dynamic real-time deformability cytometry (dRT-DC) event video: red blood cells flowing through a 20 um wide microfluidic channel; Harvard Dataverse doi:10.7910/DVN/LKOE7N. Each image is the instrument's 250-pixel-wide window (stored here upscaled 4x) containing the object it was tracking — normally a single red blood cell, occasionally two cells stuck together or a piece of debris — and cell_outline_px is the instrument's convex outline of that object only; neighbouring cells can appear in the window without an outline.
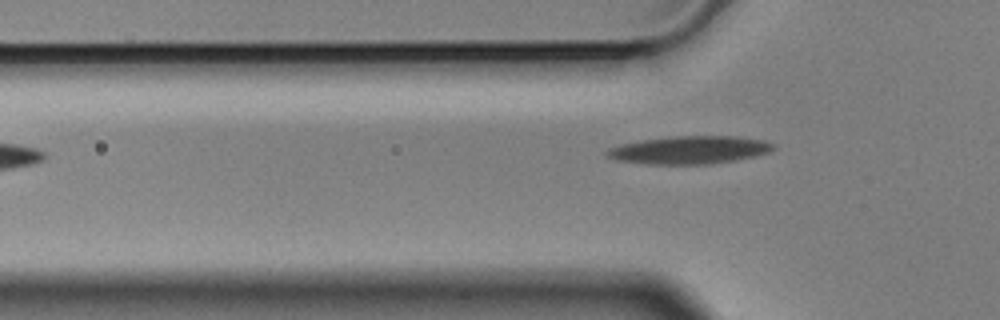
{"species": "Egyptian fruit bat (a non-hibernating species)", "species_latin": "Rousettus aegyptiacus", "temperature_condition": "cold", "stored_images_in_passage": 5, "camera_frame_rate_fps": 3000, "um_per_image_px": 0.085, "animal": {"sex": "male"}, "frame": {"image": 1, "passage_image": 5, "time_ms": 1.333, "image_size_px": [1000, 320], "cell_outline_px": [[776, 148], [772, 152], [756, 156], [736, 160], [708, 164], [644, 164], [616, 160], [604, 156], [604, 152], [608, 148], [620, 144], [644, 140], [672, 136], [736, 136], [764, 140], [776, 144]], "centroid_in_image_um": [58.63, 12.75], "position_along_channel_um": 67.2, "area_um2": 27.4}}